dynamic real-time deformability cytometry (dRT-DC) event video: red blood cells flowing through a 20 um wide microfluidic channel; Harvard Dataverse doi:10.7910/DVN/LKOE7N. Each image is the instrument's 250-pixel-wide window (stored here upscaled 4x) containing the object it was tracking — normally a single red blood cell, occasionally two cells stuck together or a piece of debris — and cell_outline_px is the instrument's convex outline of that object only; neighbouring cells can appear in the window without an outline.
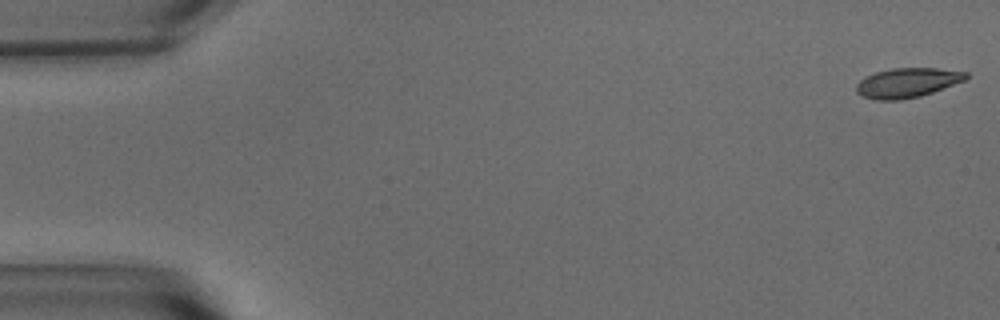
{"species": "common noctule bat (a hibernating species)", "species_latin": "Nyctalus noctula", "temperature_condition": "warm", "stored_images_in_passage": 55, "camera_frame_rate_fps": 3000, "um_per_image_px": 0.085, "animal": {"sex": "male", "body_mass_g": 15.6}, "frame": {"image": 1, "passage_image": 1, "time_ms": 0.0, "image_size_px": [1000, 320], "cell_outline_px": [[968, 76], [964, 80], [932, 92], [920, 96], [900, 100], [872, 100], [856, 92], [856, 84], [864, 76], [876, 72], [892, 68], [936, 68], [968, 72]], "centroid_in_image_um": [77.08, 7.03], "position_along_channel_um": 7.9, "area_um2": 18.84}}
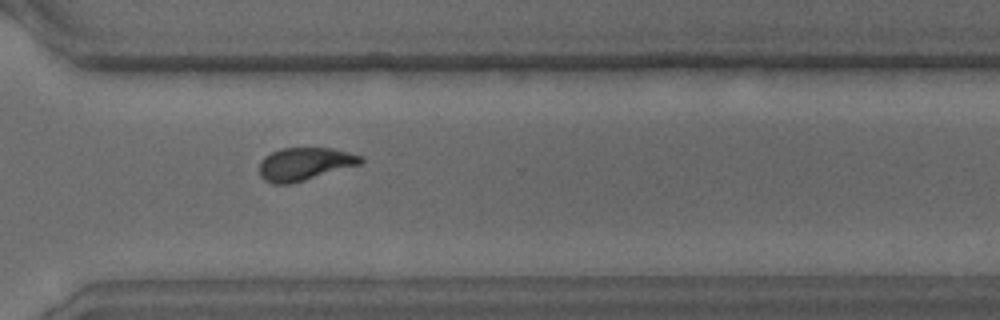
{"frame": {"image": 2, "passage_image": 40, "time_ms": 13.0, "image_size_px": [1000, 320], "cell_outline_px": [[364, 160], [360, 164], [292, 184], [272, 184], [264, 180], [260, 176], [260, 160], [264, 156], [280, 148], [332, 148], [364, 156]], "centroid_in_image_um": [25.88, 13.94], "position_along_channel_um": 344.7, "area_um2": 19.54}}
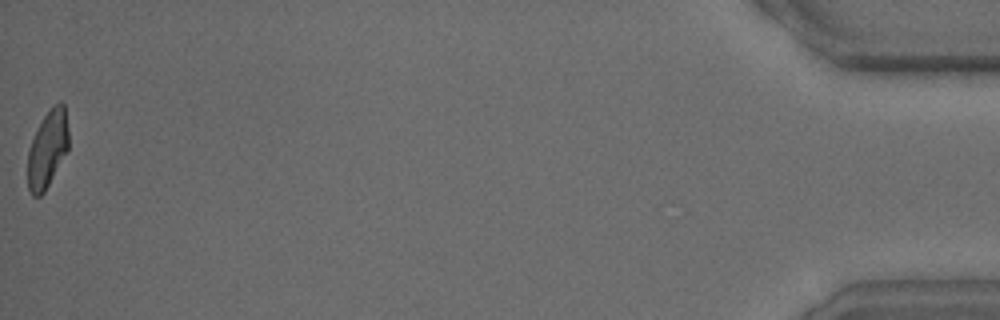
{"frame": {"image": 3, "passage_image": 55, "time_ms": 18.0, "image_size_px": [1000, 320], "cell_outline_px": [[68, 152], [44, 192], [40, 196], [32, 196], [28, 188], [28, 148], [44, 116], [52, 104], [60, 100], [64, 104], [68, 128]], "centroid_in_image_um": [4.06, 12.66], "position_along_channel_um": 431.1, "area_um2": 18.5}, "authors_computed_cell_mechanics": {"area_um2": 19.652, "velocity_mm_per_s": 3.6788, "shape_relaxation_time_tau1_ms": 4.3703, "shape_relaxation_time_tau2_ms": 1.5107, "deformation_change_tau1": 0.1812, "deformation_change_tau2": 0.0789}}